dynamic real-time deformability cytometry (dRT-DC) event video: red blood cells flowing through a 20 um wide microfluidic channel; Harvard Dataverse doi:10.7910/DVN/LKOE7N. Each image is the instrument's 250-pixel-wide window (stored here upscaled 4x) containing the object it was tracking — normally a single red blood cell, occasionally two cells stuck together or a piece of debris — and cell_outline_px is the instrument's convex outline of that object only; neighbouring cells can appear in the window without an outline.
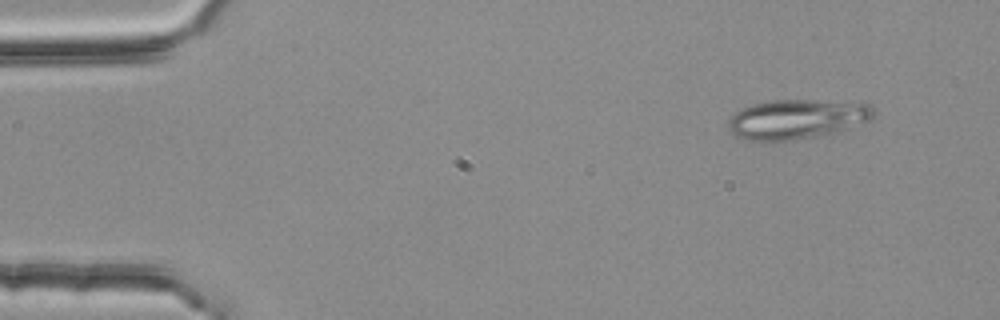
{"species": "common noctule bat (a hibernating species)", "species_latin": "Nyctalus noctula", "temperature_condition": "room temperature", "stored_images_in_passage": 4, "camera_frame_rate_fps": 3000, "um_per_image_px": 0.085, "animal": {"sex": "female", "body_mass_g": 25.1}, "frame": {"image": 1, "passage_image": 1, "time_ms": 0.0, "image_size_px": [1000, 320], "cell_outline_px": [[876, 116], [868, 120], [828, 132], [792, 140], [748, 140], [736, 136], [728, 128], [728, 120], [736, 112], [752, 104], [772, 100], [816, 100], [868, 104], [876, 112]], "centroid_in_image_um": [67.66, 10.1], "position_along_channel_um": 17.3, "area_um2": 32.43}}